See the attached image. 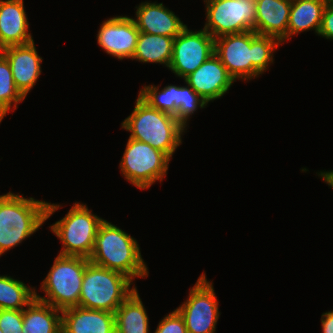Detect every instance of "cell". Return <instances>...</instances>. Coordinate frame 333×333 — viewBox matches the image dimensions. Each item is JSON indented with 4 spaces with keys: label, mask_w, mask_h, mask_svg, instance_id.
<instances>
[{
    "label": "cell",
    "mask_w": 333,
    "mask_h": 333,
    "mask_svg": "<svg viewBox=\"0 0 333 333\" xmlns=\"http://www.w3.org/2000/svg\"><path fill=\"white\" fill-rule=\"evenodd\" d=\"M134 107L121 128L130 132L129 138L150 144L171 160L187 129L174 115L151 107L139 95Z\"/></svg>",
    "instance_id": "277c9868"
},
{
    "label": "cell",
    "mask_w": 333,
    "mask_h": 333,
    "mask_svg": "<svg viewBox=\"0 0 333 333\" xmlns=\"http://www.w3.org/2000/svg\"><path fill=\"white\" fill-rule=\"evenodd\" d=\"M135 8L133 20L140 32L175 38L187 26L163 3L142 2Z\"/></svg>",
    "instance_id": "9a60e30c"
},
{
    "label": "cell",
    "mask_w": 333,
    "mask_h": 333,
    "mask_svg": "<svg viewBox=\"0 0 333 333\" xmlns=\"http://www.w3.org/2000/svg\"><path fill=\"white\" fill-rule=\"evenodd\" d=\"M204 29L214 38L223 35L255 32V0H208Z\"/></svg>",
    "instance_id": "9c48e42d"
},
{
    "label": "cell",
    "mask_w": 333,
    "mask_h": 333,
    "mask_svg": "<svg viewBox=\"0 0 333 333\" xmlns=\"http://www.w3.org/2000/svg\"><path fill=\"white\" fill-rule=\"evenodd\" d=\"M0 329L3 333H24L23 310L0 309Z\"/></svg>",
    "instance_id": "4316f807"
},
{
    "label": "cell",
    "mask_w": 333,
    "mask_h": 333,
    "mask_svg": "<svg viewBox=\"0 0 333 333\" xmlns=\"http://www.w3.org/2000/svg\"><path fill=\"white\" fill-rule=\"evenodd\" d=\"M23 0H0V47L33 42Z\"/></svg>",
    "instance_id": "2e32d148"
},
{
    "label": "cell",
    "mask_w": 333,
    "mask_h": 333,
    "mask_svg": "<svg viewBox=\"0 0 333 333\" xmlns=\"http://www.w3.org/2000/svg\"><path fill=\"white\" fill-rule=\"evenodd\" d=\"M174 38L140 32L131 60L143 63H159L169 68Z\"/></svg>",
    "instance_id": "7402d4cb"
},
{
    "label": "cell",
    "mask_w": 333,
    "mask_h": 333,
    "mask_svg": "<svg viewBox=\"0 0 333 333\" xmlns=\"http://www.w3.org/2000/svg\"><path fill=\"white\" fill-rule=\"evenodd\" d=\"M89 261L121 272L132 281L149 273L137 240L105 219L98 228Z\"/></svg>",
    "instance_id": "3957f363"
},
{
    "label": "cell",
    "mask_w": 333,
    "mask_h": 333,
    "mask_svg": "<svg viewBox=\"0 0 333 333\" xmlns=\"http://www.w3.org/2000/svg\"><path fill=\"white\" fill-rule=\"evenodd\" d=\"M159 87L160 86L145 85L138 95L151 107L175 115L177 112V108L175 107L177 86L170 84L162 88L161 91Z\"/></svg>",
    "instance_id": "d4e9b609"
},
{
    "label": "cell",
    "mask_w": 333,
    "mask_h": 333,
    "mask_svg": "<svg viewBox=\"0 0 333 333\" xmlns=\"http://www.w3.org/2000/svg\"><path fill=\"white\" fill-rule=\"evenodd\" d=\"M89 262L81 256L58 255L41 284L46 296L36 291V298L61 311L79 306L84 271Z\"/></svg>",
    "instance_id": "8992f818"
},
{
    "label": "cell",
    "mask_w": 333,
    "mask_h": 333,
    "mask_svg": "<svg viewBox=\"0 0 333 333\" xmlns=\"http://www.w3.org/2000/svg\"><path fill=\"white\" fill-rule=\"evenodd\" d=\"M125 274L89 262L86 265L79 306L114 313L136 289Z\"/></svg>",
    "instance_id": "5b68a950"
},
{
    "label": "cell",
    "mask_w": 333,
    "mask_h": 333,
    "mask_svg": "<svg viewBox=\"0 0 333 333\" xmlns=\"http://www.w3.org/2000/svg\"><path fill=\"white\" fill-rule=\"evenodd\" d=\"M59 208L13 192L0 195V256L34 234Z\"/></svg>",
    "instance_id": "7a4b0ae2"
},
{
    "label": "cell",
    "mask_w": 333,
    "mask_h": 333,
    "mask_svg": "<svg viewBox=\"0 0 333 333\" xmlns=\"http://www.w3.org/2000/svg\"><path fill=\"white\" fill-rule=\"evenodd\" d=\"M139 33L133 18L115 16L100 24L96 39L107 54L120 60L132 59Z\"/></svg>",
    "instance_id": "7c38bea8"
},
{
    "label": "cell",
    "mask_w": 333,
    "mask_h": 333,
    "mask_svg": "<svg viewBox=\"0 0 333 333\" xmlns=\"http://www.w3.org/2000/svg\"><path fill=\"white\" fill-rule=\"evenodd\" d=\"M177 86V100L175 107L177 112L175 118L186 128L190 115L194 114L198 108H205L207 103L189 85Z\"/></svg>",
    "instance_id": "484cf974"
},
{
    "label": "cell",
    "mask_w": 333,
    "mask_h": 333,
    "mask_svg": "<svg viewBox=\"0 0 333 333\" xmlns=\"http://www.w3.org/2000/svg\"><path fill=\"white\" fill-rule=\"evenodd\" d=\"M255 32L259 35L272 36L282 44L287 40V28L292 1L290 0H255Z\"/></svg>",
    "instance_id": "ac0fdd59"
},
{
    "label": "cell",
    "mask_w": 333,
    "mask_h": 333,
    "mask_svg": "<svg viewBox=\"0 0 333 333\" xmlns=\"http://www.w3.org/2000/svg\"><path fill=\"white\" fill-rule=\"evenodd\" d=\"M61 314L62 333H115L114 313L76 306Z\"/></svg>",
    "instance_id": "e0dca14e"
},
{
    "label": "cell",
    "mask_w": 333,
    "mask_h": 333,
    "mask_svg": "<svg viewBox=\"0 0 333 333\" xmlns=\"http://www.w3.org/2000/svg\"><path fill=\"white\" fill-rule=\"evenodd\" d=\"M154 333H188L182 315L177 309L166 315L158 324Z\"/></svg>",
    "instance_id": "83f0119b"
},
{
    "label": "cell",
    "mask_w": 333,
    "mask_h": 333,
    "mask_svg": "<svg viewBox=\"0 0 333 333\" xmlns=\"http://www.w3.org/2000/svg\"><path fill=\"white\" fill-rule=\"evenodd\" d=\"M61 310L35 299L23 310L24 333H62Z\"/></svg>",
    "instance_id": "ffe728a7"
},
{
    "label": "cell",
    "mask_w": 333,
    "mask_h": 333,
    "mask_svg": "<svg viewBox=\"0 0 333 333\" xmlns=\"http://www.w3.org/2000/svg\"><path fill=\"white\" fill-rule=\"evenodd\" d=\"M2 53L9 61L16 88L26 97L35 86L41 74L42 57L36 51L34 41L2 49Z\"/></svg>",
    "instance_id": "5bb4252c"
},
{
    "label": "cell",
    "mask_w": 333,
    "mask_h": 333,
    "mask_svg": "<svg viewBox=\"0 0 333 333\" xmlns=\"http://www.w3.org/2000/svg\"><path fill=\"white\" fill-rule=\"evenodd\" d=\"M329 186L333 189V170L331 171H320L317 173Z\"/></svg>",
    "instance_id": "4dcf8cb0"
},
{
    "label": "cell",
    "mask_w": 333,
    "mask_h": 333,
    "mask_svg": "<svg viewBox=\"0 0 333 333\" xmlns=\"http://www.w3.org/2000/svg\"><path fill=\"white\" fill-rule=\"evenodd\" d=\"M215 53V39L203 28L189 30L186 26L174 38L172 58L169 66L183 80Z\"/></svg>",
    "instance_id": "8fae6325"
},
{
    "label": "cell",
    "mask_w": 333,
    "mask_h": 333,
    "mask_svg": "<svg viewBox=\"0 0 333 333\" xmlns=\"http://www.w3.org/2000/svg\"><path fill=\"white\" fill-rule=\"evenodd\" d=\"M184 81L207 104L224 96L235 82L215 53Z\"/></svg>",
    "instance_id": "4fadbf2b"
},
{
    "label": "cell",
    "mask_w": 333,
    "mask_h": 333,
    "mask_svg": "<svg viewBox=\"0 0 333 333\" xmlns=\"http://www.w3.org/2000/svg\"><path fill=\"white\" fill-rule=\"evenodd\" d=\"M24 99L25 97L15 86L9 61L2 53L0 55V123L4 116L11 112L12 106L14 112L17 104Z\"/></svg>",
    "instance_id": "cb8c5ba5"
},
{
    "label": "cell",
    "mask_w": 333,
    "mask_h": 333,
    "mask_svg": "<svg viewBox=\"0 0 333 333\" xmlns=\"http://www.w3.org/2000/svg\"><path fill=\"white\" fill-rule=\"evenodd\" d=\"M35 297V288L8 275H0V309L24 310Z\"/></svg>",
    "instance_id": "603a6c76"
},
{
    "label": "cell",
    "mask_w": 333,
    "mask_h": 333,
    "mask_svg": "<svg viewBox=\"0 0 333 333\" xmlns=\"http://www.w3.org/2000/svg\"><path fill=\"white\" fill-rule=\"evenodd\" d=\"M115 333H149V318L137 288L117 308Z\"/></svg>",
    "instance_id": "44dd1931"
},
{
    "label": "cell",
    "mask_w": 333,
    "mask_h": 333,
    "mask_svg": "<svg viewBox=\"0 0 333 333\" xmlns=\"http://www.w3.org/2000/svg\"><path fill=\"white\" fill-rule=\"evenodd\" d=\"M170 159L150 144L128 139L120 161L121 174L140 190L148 189L166 177Z\"/></svg>",
    "instance_id": "ba28073f"
},
{
    "label": "cell",
    "mask_w": 333,
    "mask_h": 333,
    "mask_svg": "<svg viewBox=\"0 0 333 333\" xmlns=\"http://www.w3.org/2000/svg\"><path fill=\"white\" fill-rule=\"evenodd\" d=\"M103 221L104 219L93 214L86 204L74 203L62 219L49 226L63 243L58 255L89 259L98 228Z\"/></svg>",
    "instance_id": "52a82bcc"
},
{
    "label": "cell",
    "mask_w": 333,
    "mask_h": 333,
    "mask_svg": "<svg viewBox=\"0 0 333 333\" xmlns=\"http://www.w3.org/2000/svg\"><path fill=\"white\" fill-rule=\"evenodd\" d=\"M321 324L323 333H333V310L322 314Z\"/></svg>",
    "instance_id": "f546056e"
},
{
    "label": "cell",
    "mask_w": 333,
    "mask_h": 333,
    "mask_svg": "<svg viewBox=\"0 0 333 333\" xmlns=\"http://www.w3.org/2000/svg\"><path fill=\"white\" fill-rule=\"evenodd\" d=\"M318 35L333 40V1L327 2Z\"/></svg>",
    "instance_id": "f1b7e54d"
},
{
    "label": "cell",
    "mask_w": 333,
    "mask_h": 333,
    "mask_svg": "<svg viewBox=\"0 0 333 333\" xmlns=\"http://www.w3.org/2000/svg\"><path fill=\"white\" fill-rule=\"evenodd\" d=\"M218 305L213 283L202 273L187 300L176 309L184 318L188 333H215L220 316Z\"/></svg>",
    "instance_id": "30bf717a"
},
{
    "label": "cell",
    "mask_w": 333,
    "mask_h": 333,
    "mask_svg": "<svg viewBox=\"0 0 333 333\" xmlns=\"http://www.w3.org/2000/svg\"><path fill=\"white\" fill-rule=\"evenodd\" d=\"M282 42L272 36L246 31L215 39V54L236 82L259 77L274 61V51Z\"/></svg>",
    "instance_id": "6da1fadb"
},
{
    "label": "cell",
    "mask_w": 333,
    "mask_h": 333,
    "mask_svg": "<svg viewBox=\"0 0 333 333\" xmlns=\"http://www.w3.org/2000/svg\"><path fill=\"white\" fill-rule=\"evenodd\" d=\"M327 0H295L289 15L287 40L300 32L314 30L319 33Z\"/></svg>",
    "instance_id": "d6986e66"
}]
</instances>
